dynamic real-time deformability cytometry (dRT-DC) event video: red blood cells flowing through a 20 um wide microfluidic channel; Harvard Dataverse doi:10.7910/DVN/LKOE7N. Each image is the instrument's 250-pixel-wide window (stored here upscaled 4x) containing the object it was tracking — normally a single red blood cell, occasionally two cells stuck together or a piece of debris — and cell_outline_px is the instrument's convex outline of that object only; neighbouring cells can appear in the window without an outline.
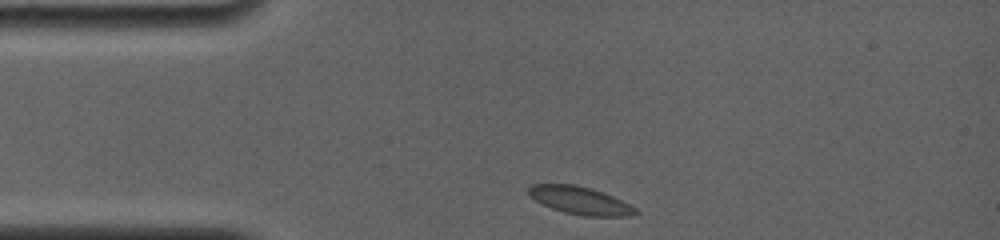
{"species": "common noctule bat (a hibernating species)", "species_latin": "Nyctalus noctula", "temperature_condition": "room temperature", "stored_images_in_passage": 27, "camera_frame_rate_fps": 4000, "um_per_image_px": 0.085, "animal": {"sex": "female", "body_mass_g": 19.0, "forearm_length_mm": 56.7}, "frame": {"image": 1, "passage_image": 1, "time_ms": 0.0, "image_size_px": [1000, 240], "cell_outline_px": [[640, 212], [632, 216], [580, 216], [564, 212], [552, 208], [528, 196], [528, 188], [532, 184], [572, 184], [592, 188], [604, 192], [636, 208]], "centroid_in_image_um": [49.31, 17.04], "position_along_channel_um": 35.7, "area_um2": 17.28}}
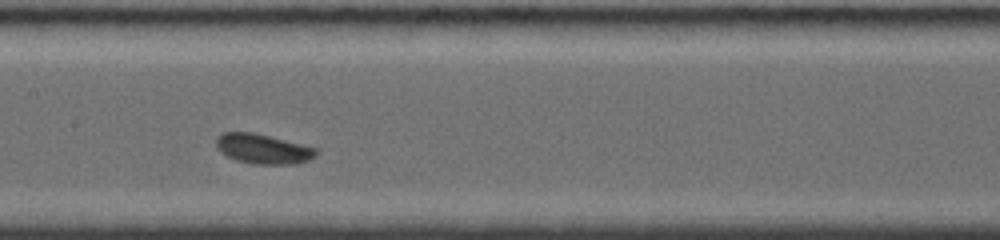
{"frame": {"image": 2, "passage_image": 16, "time_ms": 4.75, "image_size_px": [1000, 240], "cell_outline_px": [[320, 152], [316, 156], [308, 160], [296, 164], [252, 164], [236, 160], [220, 152], [216, 144], [216, 136], [224, 132], [252, 132], [316, 148]], "centroid_in_image_um": [22.35, 12.66], "position_along_channel_um": 185.1, "area_um2": 17.28}}
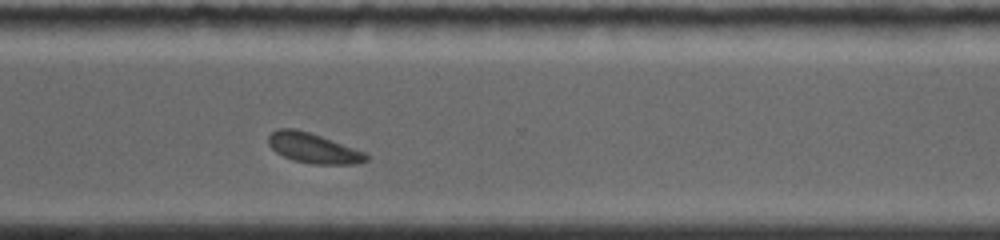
{"frame": {"image": 3, "passage_image": 27, "time_ms": 9.0, "image_size_px": [1000, 240], "cell_outline_px": [[368, 160], [356, 164], [312, 164], [292, 160], [276, 152], [268, 144], [268, 136], [276, 128], [296, 128], [368, 152]], "centroid_in_image_um": [26.64, 12.59], "position_along_channel_um": 344.0, "area_um2": 17.22}}